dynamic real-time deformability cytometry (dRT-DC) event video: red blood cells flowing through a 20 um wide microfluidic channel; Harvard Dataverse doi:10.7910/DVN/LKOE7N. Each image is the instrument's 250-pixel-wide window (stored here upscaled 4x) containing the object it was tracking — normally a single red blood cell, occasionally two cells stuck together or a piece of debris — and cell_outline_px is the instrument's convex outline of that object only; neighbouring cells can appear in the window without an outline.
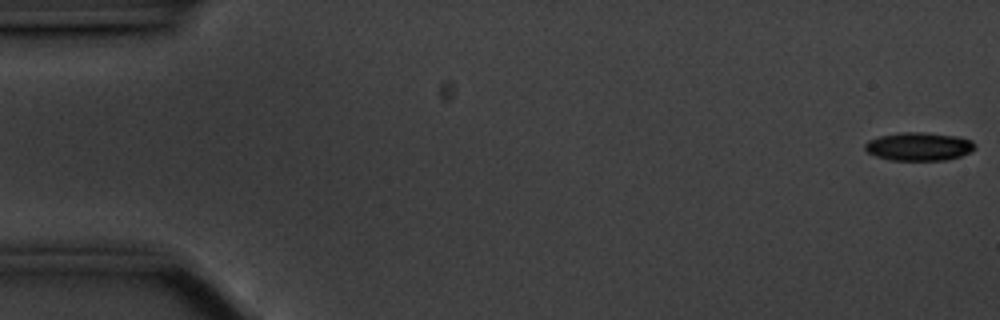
{"species": "common noctule bat (a hibernating species)", "species_latin": "Nyctalus noctula", "temperature_condition": "cold", "stored_images_in_passage": 57, "camera_frame_rate_fps": 3000, "um_per_image_px": 0.085, "animal": {"sex": "male", "body_mass_g": 20.1, "forearm_length_mm": 53.5}, "frame": {"image": 1, "passage_image": 1, "time_ms": 0.0, "image_size_px": [1000, 320], "cell_outline_px": [[976, 148], [960, 156], [944, 160], [892, 160], [876, 156], [868, 152], [864, 148], [864, 144], [868, 140], [880, 136], [904, 132], [920, 132], [956, 136], [972, 140], [976, 144]], "centroid_in_image_um": [78.1, 12.45], "position_along_channel_um": 6.9, "area_um2": 17.98}}
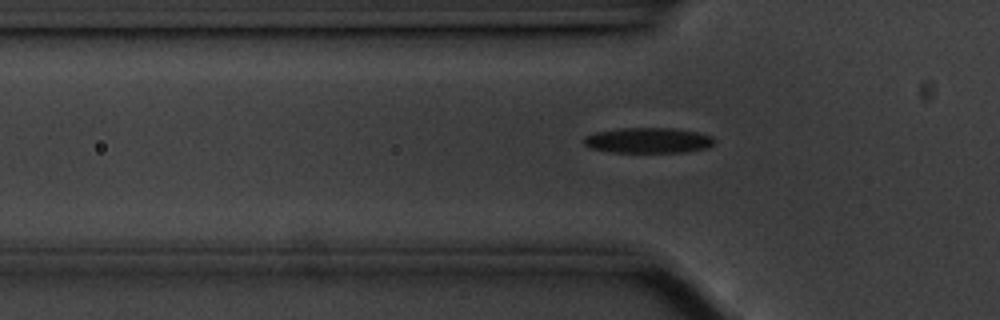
{"frame": {"image": 2, "passage_image": 18, "time_ms": 5.667, "image_size_px": [1000, 320], "cell_outline_px": [[716, 144], [708, 148], [684, 152], [612, 152], [592, 148], [584, 144], [584, 136], [596, 132], [616, 128], [672, 128], [696, 132], [712, 136], [716, 140]], "centroid_in_image_um": [55.13, 11.93], "position_along_channel_um": 70.7, "area_um2": 19.42}}
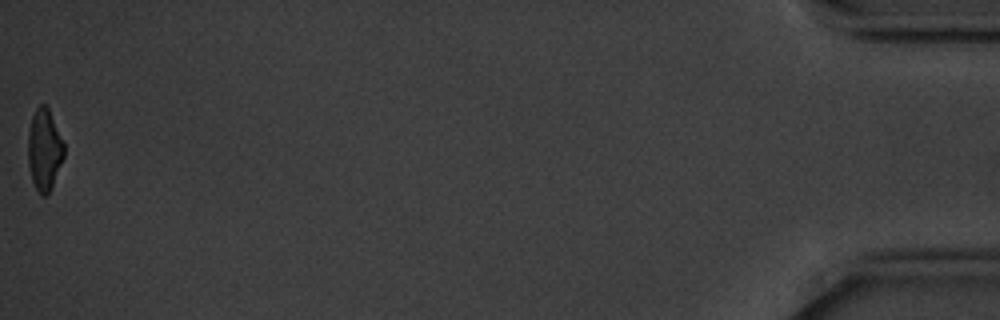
{"frame": {"image": 3, "passage_image": 57, "time_ms": 18.667, "image_size_px": [1000, 320], "cell_outline_px": [[64, 156], [52, 188], [44, 196], [40, 196], [32, 180], [28, 164], [28, 132], [32, 116], [36, 108], [40, 104], [44, 104], [48, 108], [64, 144]], "centroid_in_image_um": [3.76, 12.74], "position_along_channel_um": 431.4, "area_um2": 16.99}, "authors_computed_cell_mechanics": {"area_um2": 18.9584, "velocity_mm_per_s": 3.5177, "shape_relaxation_time_tau1_ms": 3.1302, "shape_relaxation_time_tau2_ms": 2.8905, "deformation_change_tau1": 0.1288, "deformation_change_tau2": 0.0954}}